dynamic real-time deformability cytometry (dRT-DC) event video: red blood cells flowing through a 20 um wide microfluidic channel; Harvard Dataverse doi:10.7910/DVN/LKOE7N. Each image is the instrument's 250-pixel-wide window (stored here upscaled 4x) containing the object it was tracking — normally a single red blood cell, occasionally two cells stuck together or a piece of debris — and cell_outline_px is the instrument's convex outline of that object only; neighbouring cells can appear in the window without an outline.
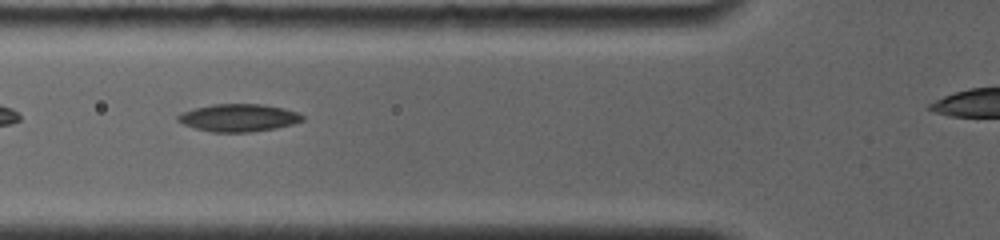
{"species": "common noctule bat (a hibernating species)", "species_latin": "Nyctalus noctula", "temperature_condition": "room temperature", "stored_images_in_passage": 26, "camera_frame_rate_fps": 4000, "um_per_image_px": 0.085, "animal": {"sex": "female", "body_mass_g": 19.0, "forearm_length_mm": 56.7}, "frame": {"image": 1, "passage_image": 9, "time_ms": 1.75, "image_size_px": [1000, 240], "cell_outline_px": [[304, 120], [292, 124], [276, 128], [252, 132], [212, 132], [196, 128], [184, 124], [176, 120], [176, 116], [184, 112], [196, 108], [212, 104], [260, 104], [284, 108], [296, 112], [304, 116]], "centroid_in_image_um": [20.29, 10.01], "position_along_channel_um": 105.5, "area_um2": 19.88}}
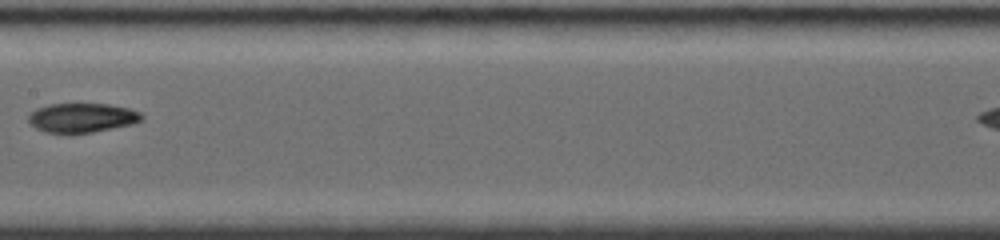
{"frame": {"image": 2, "passage_image": 15, "time_ms": 4.25, "image_size_px": [1000, 240], "cell_outline_px": [[144, 120], [132, 124], [92, 132], [44, 132], [36, 128], [28, 120], [28, 116], [36, 108], [48, 104], [108, 104], [128, 108], [140, 112], [144, 116]], "centroid_in_image_um": [6.99, 9.99], "position_along_channel_um": 200.4, "area_um2": 19.13}}
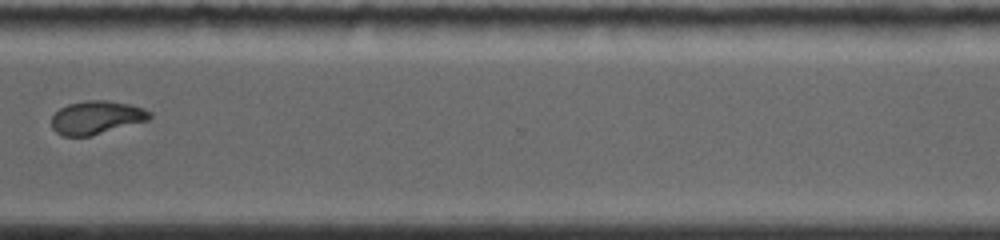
{"frame": {"image": 3, "passage_image": 25, "time_ms": 8.5, "image_size_px": [1000, 240], "cell_outline_px": [[152, 116], [148, 120], [92, 136], [64, 136], [56, 132], [52, 128], [52, 116], [60, 108], [68, 104], [84, 100], [108, 100], [128, 104], [144, 108], [152, 112]], "centroid_in_image_um": [8.21, 9.98], "position_along_channel_um": 362.4, "area_um2": 19.13}}